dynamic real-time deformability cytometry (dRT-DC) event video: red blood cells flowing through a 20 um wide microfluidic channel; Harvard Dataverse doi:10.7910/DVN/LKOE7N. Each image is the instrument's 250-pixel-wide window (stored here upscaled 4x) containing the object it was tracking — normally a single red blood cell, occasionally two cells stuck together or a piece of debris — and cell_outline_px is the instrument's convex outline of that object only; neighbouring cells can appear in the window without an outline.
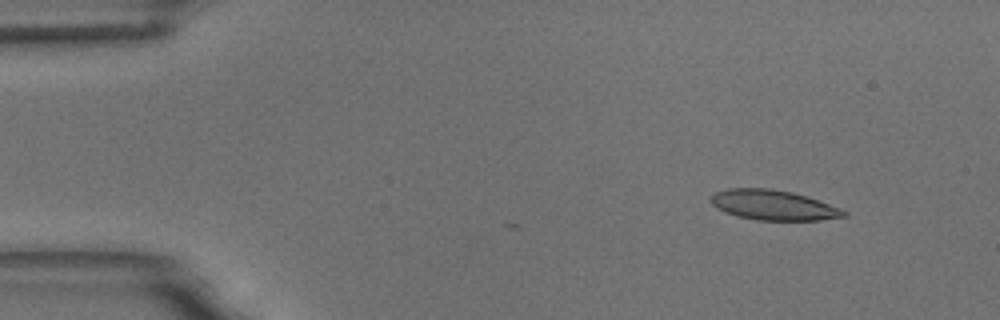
{"species": "common noctule bat (a hibernating species)", "species_latin": "Nyctalus noctula", "temperature_condition": "room temperature", "stored_images_in_passage": 4, "camera_frame_rate_fps": 3000, "um_per_image_px": 0.085, "animal": {"sex": "male", "body_mass_g": 18.8}, "frame": {"image": 1, "passage_image": 2, "time_ms": 0.333, "image_size_px": [1000, 320], "cell_outline_px": [[848, 216], [820, 220], [756, 220], [736, 216], [724, 212], [716, 208], [712, 204], [712, 196], [716, 192], [728, 188], [768, 188], [792, 192], [840, 208], [848, 212]], "centroid_in_image_um": [65.72, 17.44], "position_along_channel_um": 19.3, "area_um2": 23.12}}